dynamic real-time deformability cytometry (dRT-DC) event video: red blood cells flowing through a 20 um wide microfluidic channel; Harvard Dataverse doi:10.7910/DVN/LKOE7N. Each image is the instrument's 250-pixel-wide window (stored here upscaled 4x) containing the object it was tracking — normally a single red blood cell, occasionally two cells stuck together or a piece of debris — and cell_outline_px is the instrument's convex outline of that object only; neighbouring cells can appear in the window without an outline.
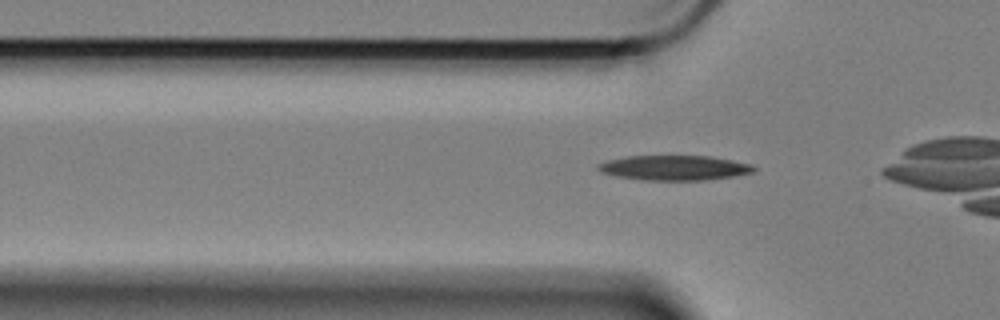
{"species": "Egyptian fruit bat (a non-hibernating species)", "species_latin": "Rousettus aegyptiacus", "temperature_condition": "cold", "stored_images_in_passage": 22, "camera_frame_rate_fps": 3000, "um_per_image_px": 0.085, "animal": {"sex": "female"}, "frame": {"image": 1, "passage_image": 4, "time_ms": 1.0, "image_size_px": [1000, 320], "cell_outline_px": [[756, 168], [752, 172], [732, 176], [708, 180], [640, 180], [616, 176], [600, 172], [596, 168], [596, 164], [608, 160], [628, 156], [708, 156], [732, 160], [752, 164]], "centroid_in_image_um": [57.27, 14.26], "position_along_channel_um": 68.5, "area_um2": 22.6}}
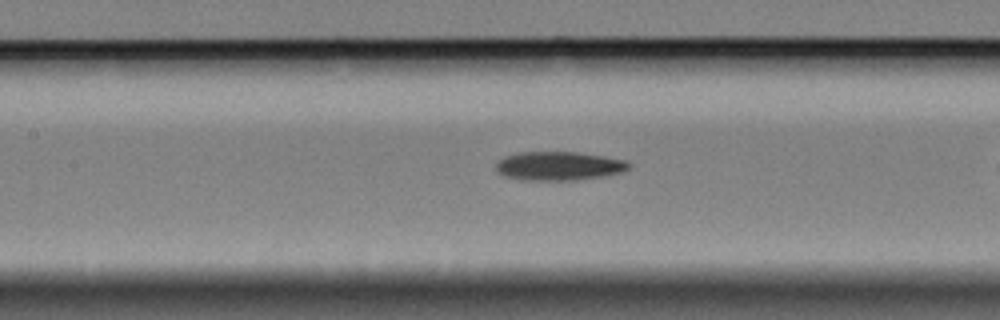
{"frame": {"image": 2, "passage_image": 12, "time_ms": 3.667, "image_size_px": [1000, 320], "cell_outline_px": [[632, 164], [624, 172], [576, 180], [524, 180], [504, 176], [496, 168], [496, 164], [504, 156], [516, 152], [576, 152], [604, 156], [628, 160]], "centroid_in_image_um": [47.53, 14.1], "position_along_channel_um": 159.9, "area_um2": 22.31}}
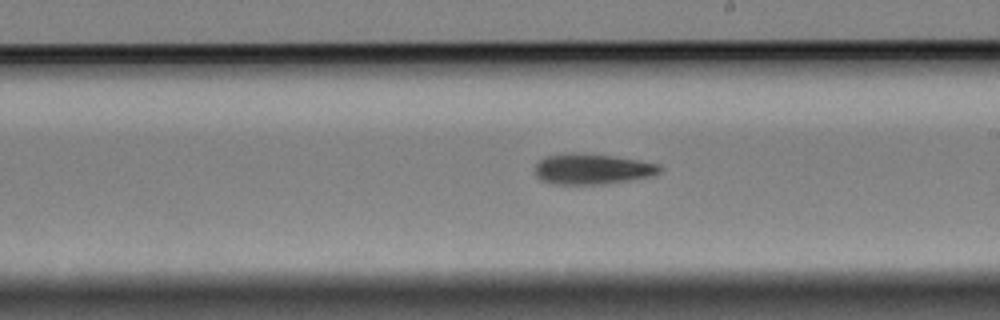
{"frame": {"image": 3, "passage_image": 19, "time_ms": 6.0, "image_size_px": [1000, 320], "cell_outline_px": [[664, 168], [660, 172], [648, 176], [628, 180], [604, 184], [552, 184], [540, 180], [536, 176], [536, 164], [544, 156], [572, 152], [576, 152], [612, 156], [640, 160], [660, 164]], "centroid_in_image_um": [50.32, 14.36], "position_along_channel_um": 238.7, "area_um2": 22.31}}